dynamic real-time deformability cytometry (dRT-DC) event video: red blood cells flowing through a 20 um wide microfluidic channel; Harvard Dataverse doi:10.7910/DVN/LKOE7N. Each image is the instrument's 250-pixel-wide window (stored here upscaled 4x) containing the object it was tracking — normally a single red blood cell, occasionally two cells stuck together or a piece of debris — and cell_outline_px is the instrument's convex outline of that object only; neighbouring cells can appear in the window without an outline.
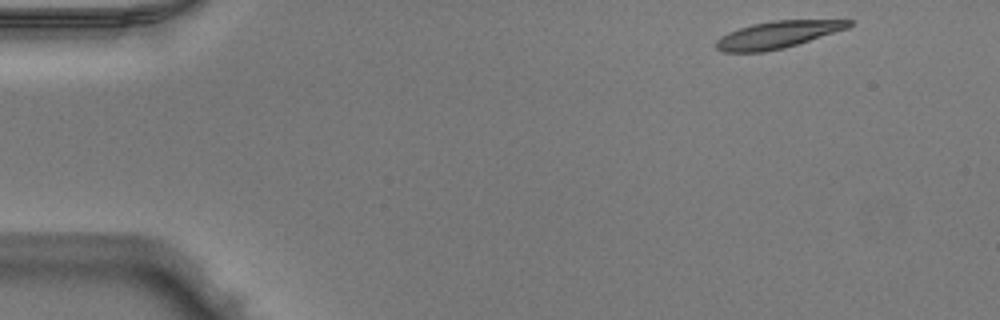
{"species": "Egyptian fruit bat (a non-hibernating species)", "species_latin": "Rousettus aegyptiacus", "temperature_condition": "warm", "stored_images_in_passage": 12, "camera_frame_rate_fps": 3000, "um_per_image_px": 0.085, "animal": {"sex": "male"}, "frame": {"image": 1, "passage_image": 1, "time_ms": 0.0, "image_size_px": [1000, 320], "cell_outline_px": [[856, 20], [848, 28], [784, 48], [764, 52], [724, 52], [716, 48], [716, 40], [720, 36], [728, 32], [752, 24], [772, 20]], "centroid_in_image_um": [66.08, 2.94], "position_along_channel_um": 18.9, "area_um2": 20.87}}
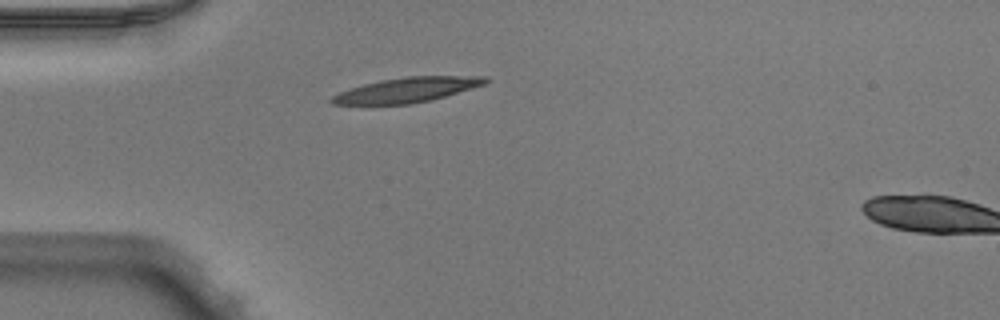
{"frame": {"image": 2, "passage_image": 10, "time_ms": 3.0, "image_size_px": [1000, 320], "cell_outline_px": [[488, 80], [484, 84], [472, 88], [432, 100], [412, 104], [332, 104], [328, 100], [332, 96], [340, 92], [364, 84], [380, 80], [408, 76], [488, 76]], "centroid_in_image_um": [34.6, 7.64], "position_along_channel_um": 50.4, "area_um2": 22.08}}